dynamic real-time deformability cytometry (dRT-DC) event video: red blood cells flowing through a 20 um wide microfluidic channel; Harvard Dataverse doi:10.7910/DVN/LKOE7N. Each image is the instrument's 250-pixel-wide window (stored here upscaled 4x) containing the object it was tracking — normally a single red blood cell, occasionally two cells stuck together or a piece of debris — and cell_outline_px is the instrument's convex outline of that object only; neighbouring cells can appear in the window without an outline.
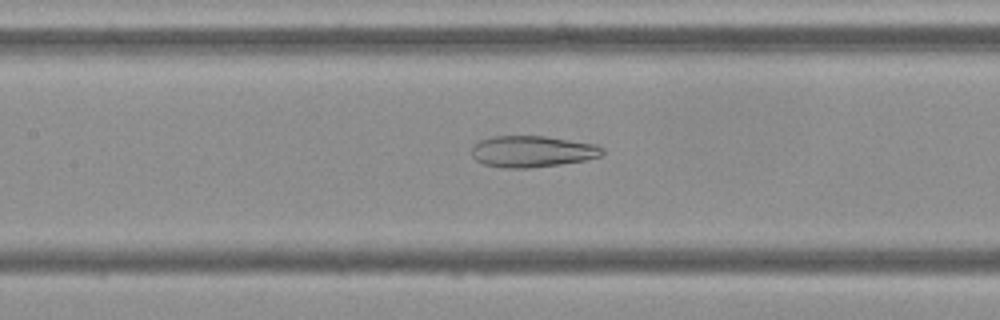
{"species": "Egyptian fruit bat (a non-hibernating species)", "species_latin": "Rousettus aegyptiacus", "temperature_condition": "cold", "stored_images_in_passage": 53, "camera_frame_rate_fps": 3000, "um_per_image_px": 0.085, "frame": {"image": 1, "passage_image": 23, "time_ms": 7.333, "image_size_px": [1000, 320], "cell_outline_px": [[604, 152], [600, 156], [584, 160], [560, 164], [528, 168], [504, 168], [484, 164], [476, 160], [472, 156], [472, 144], [480, 140], [492, 136], [544, 136], [596, 144], [604, 148]], "centroid_in_image_um": [45.22, 12.87], "position_along_channel_um": 162.2, "area_um2": 23.93}}
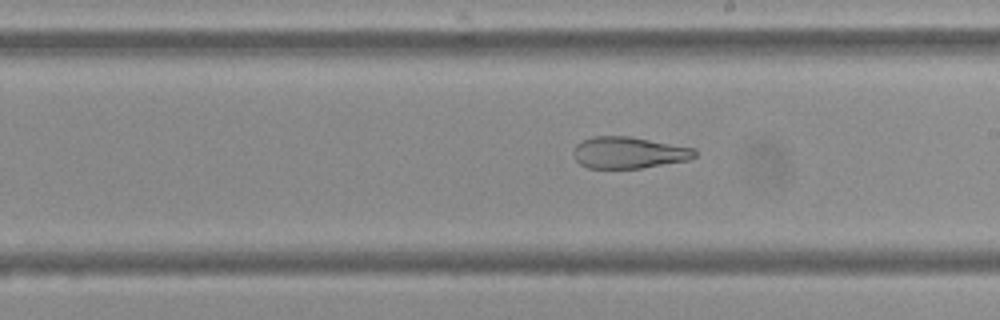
{"frame": {"image": 2, "passage_image": 29, "time_ms": 9.333, "image_size_px": [1000, 320], "cell_outline_px": [[696, 156], [688, 160], [640, 168], [588, 168], [580, 164], [572, 156], [572, 152], [576, 144], [592, 136], [628, 136], [696, 148]], "centroid_in_image_um": [53.42, 12.97], "position_along_channel_um": 235.6, "area_um2": 22.37}}
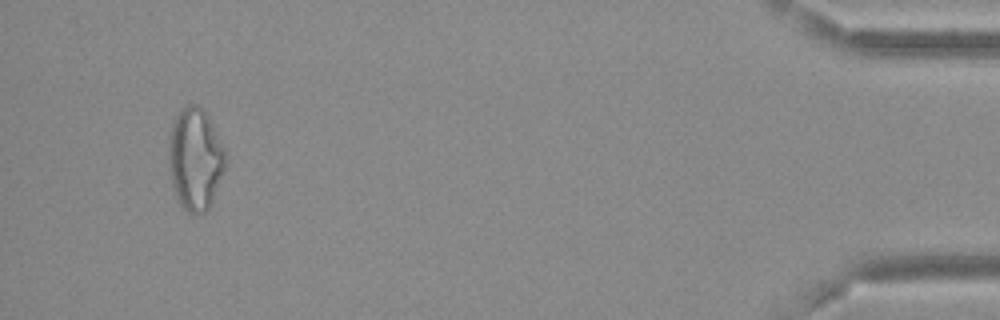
{"frame": {"image": 3, "passage_image": 50, "time_ms": 16.333, "image_size_px": [1000, 320], "cell_outline_px": [[228, 156], [224, 168], [212, 200], [208, 208], [204, 212], [188, 212], [180, 204], [176, 196], [172, 184], [168, 164], [168, 140], [172, 124], [176, 116], [188, 104], [196, 104], [204, 108], [228, 152]], "centroid_in_image_um": [16.6, 13.46], "position_along_channel_um": 418.6, "area_um2": 33.93}, "authors_computed_cell_mechanics": {"area_um2": 29.3624, "velocity_mm_per_s": 3.6827, "shape_relaxation_time_tau1_ms": null, "shape_relaxation_time_tau2_ms": 2.9841, "deformation_change_tau1": null, "deformation_change_tau2": 0.1228}}